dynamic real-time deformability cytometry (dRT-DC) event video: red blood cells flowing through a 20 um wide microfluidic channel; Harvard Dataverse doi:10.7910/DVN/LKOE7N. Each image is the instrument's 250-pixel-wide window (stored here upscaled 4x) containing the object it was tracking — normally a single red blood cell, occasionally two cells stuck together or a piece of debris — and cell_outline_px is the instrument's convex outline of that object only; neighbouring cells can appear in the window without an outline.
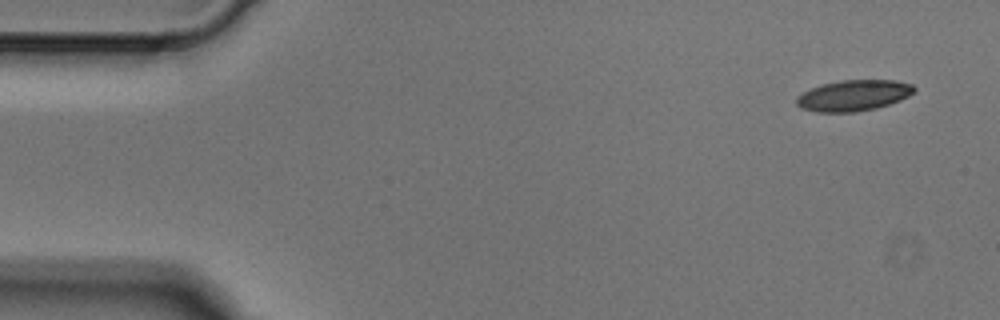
{"species": "Egyptian fruit bat (a non-hibernating species)", "species_latin": "Rousettus aegyptiacus", "temperature_condition": "cold", "stored_images_in_passage": 5, "segment_of_instrument_passage": [1, 2], "camera_frame_rate_fps": 3000, "um_per_image_px": 0.085, "animal": {"sex": "male"}, "frame": {"image": 1, "passage_image": 1, "time_ms": 0.0, "image_size_px": [1000, 320], "cell_outline_px": [[916, 92], [900, 100], [876, 108], [856, 112], [816, 112], [800, 108], [796, 104], [796, 96], [820, 84], [840, 80], [896, 80], [912, 84], [916, 88]], "centroid_in_image_um": [72.55, 8.11], "position_along_channel_um": 12.4, "area_um2": 21.39}}
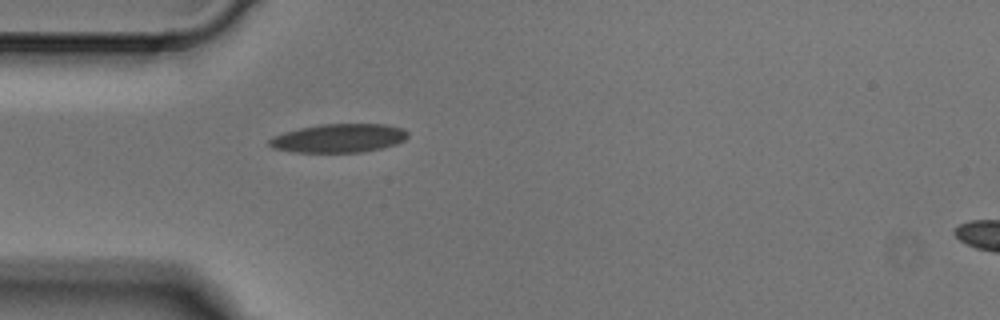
{"frame": {"image": 2, "passage_image": 4, "time_ms": 1.0, "image_size_px": [1000, 320], "cell_outline_px": [[408, 136], [404, 140], [396, 144], [380, 148], [360, 152], [292, 152], [272, 148], [268, 144], [268, 140], [272, 136], [284, 132], [300, 128], [324, 124], [388, 124], [404, 128], [408, 132]], "centroid_in_image_um": [28.79, 11.74], "position_along_channel_um": 56.2, "area_um2": 23.18}}